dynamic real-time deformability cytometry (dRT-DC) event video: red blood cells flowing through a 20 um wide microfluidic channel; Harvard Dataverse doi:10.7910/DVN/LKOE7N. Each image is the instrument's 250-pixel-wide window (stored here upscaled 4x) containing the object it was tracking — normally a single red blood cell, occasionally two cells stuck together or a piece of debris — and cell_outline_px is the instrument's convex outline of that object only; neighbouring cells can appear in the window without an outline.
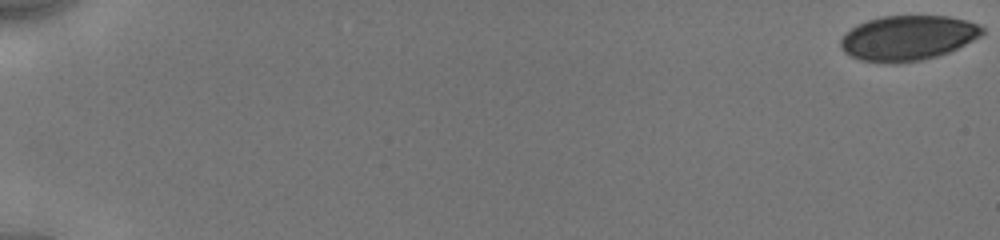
{"species": "human", "species_latin": "Homo sapiens", "temperature_condition": "cold", "stored_images_in_passage": 64, "camera_frame_rate_fps": 3000, "um_per_image_px": 0.085, "donor": {"sex": "male"}, "frame": {"image": 1, "passage_image": 1, "time_ms": 0.0, "image_size_px": [1000, 240], "cell_outline_px": [[984, 32], [980, 36], [948, 52], [936, 56], [920, 60], [892, 64], [860, 60], [844, 52], [840, 48], [840, 40], [856, 24], [880, 16], [948, 16], [968, 20], [984, 28]], "centroid_in_image_um": [77.14, 3.22], "position_along_channel_um": 7.9, "area_um2": 36.93}}
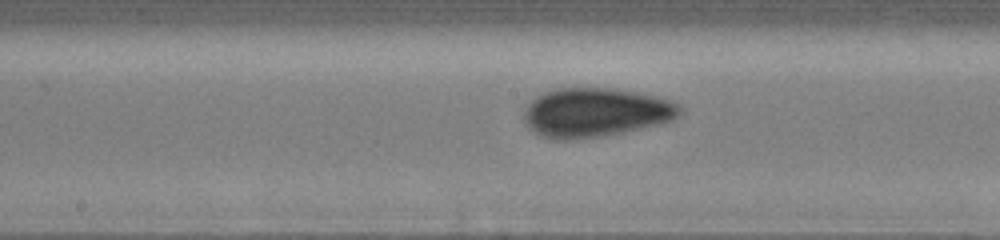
{"frame": {"image": 2, "passage_image": 33, "time_ms": 10.0, "image_size_px": [1000, 240], "cell_outline_px": [[684, 108], [680, 116], [672, 120], [660, 124], [624, 132], [600, 136], [568, 140], [556, 140], [540, 136], [524, 120], [524, 112], [528, 104], [536, 96], [544, 92], [556, 88], [616, 88], [656, 96], [680, 104]], "centroid_in_image_um": [50.66, 9.55], "position_along_channel_um": 197.5, "area_um2": 44.68}}
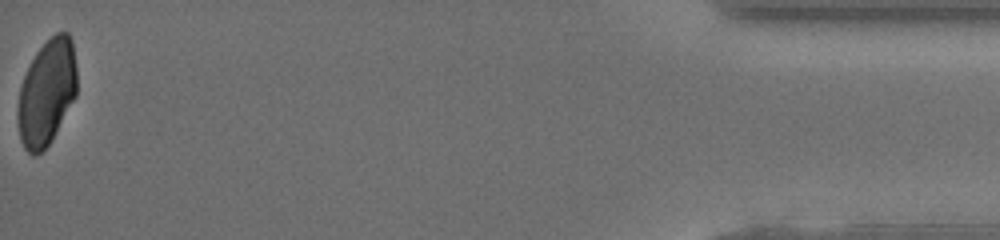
{"frame": {"image": 3, "passage_image": 64, "time_ms": 18.0, "image_size_px": [1000, 240], "cell_outline_px": [[76, 96], [48, 144], [36, 156], [32, 156], [24, 148], [20, 140], [16, 120], [16, 112], [20, 88], [24, 76], [36, 52], [56, 32], [68, 32], [72, 40], [76, 68]], "centroid_in_image_um": [3.95, 7.87], "position_along_channel_um": 431.3, "area_um2": 36.24}, "authors_computed_cell_mechanics": {"area_um2": 41.4426, "velocity_mm_per_s": 3.9206, "shape_relaxation_time_tau1_ms": 7.6511, "shape_relaxation_time_tau2_ms": 0.8396, "deformation_change_tau1": 0.1179, "deformation_change_tau2": 0.0466}}